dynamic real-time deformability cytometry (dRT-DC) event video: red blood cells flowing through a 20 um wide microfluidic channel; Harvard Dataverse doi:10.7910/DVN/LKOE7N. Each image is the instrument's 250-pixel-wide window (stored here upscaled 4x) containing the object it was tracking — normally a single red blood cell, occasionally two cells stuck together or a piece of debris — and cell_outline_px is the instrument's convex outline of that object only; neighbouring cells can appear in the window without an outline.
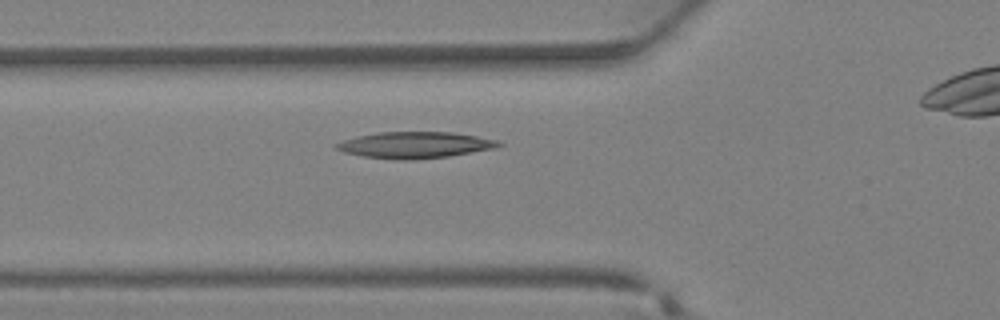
{"species": "Egyptian fruit bat (a non-hibernating species)", "species_latin": "Rousettus aegyptiacus", "temperature_condition": "warm", "stored_images_in_passage": 27, "camera_frame_rate_fps": 3000, "um_per_image_px": 0.085, "animal": {"sex": "female"}, "frame": {"image": 1, "passage_image": 9, "time_ms": 2.667, "image_size_px": [1000, 320], "cell_outline_px": [[504, 144], [496, 148], [448, 156], [416, 160], [400, 160], [364, 156], [344, 152], [336, 148], [336, 144], [344, 140], [356, 136], [380, 132], [452, 132], [476, 136], [496, 140]], "centroid_in_image_um": [35.29, 12.32], "position_along_channel_um": 90.5, "area_um2": 24.74}}
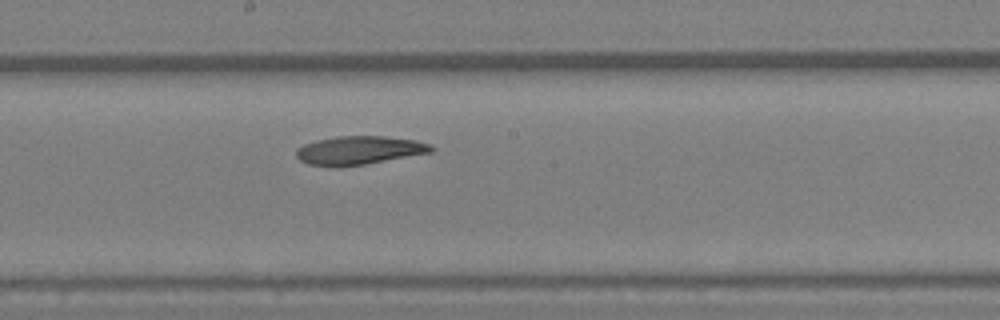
{"frame": {"image": 2, "passage_image": 16, "time_ms": 5.0, "image_size_px": [1000, 320], "cell_outline_px": [[436, 148], [432, 152], [364, 164], [340, 168], [332, 168], [308, 164], [300, 160], [296, 156], [296, 148], [304, 144], [316, 140], [336, 136], [384, 136], [416, 140], [428, 144]], "centroid_in_image_um": [30.47, 12.79], "position_along_channel_um": 217.7, "area_um2": 22.66}}
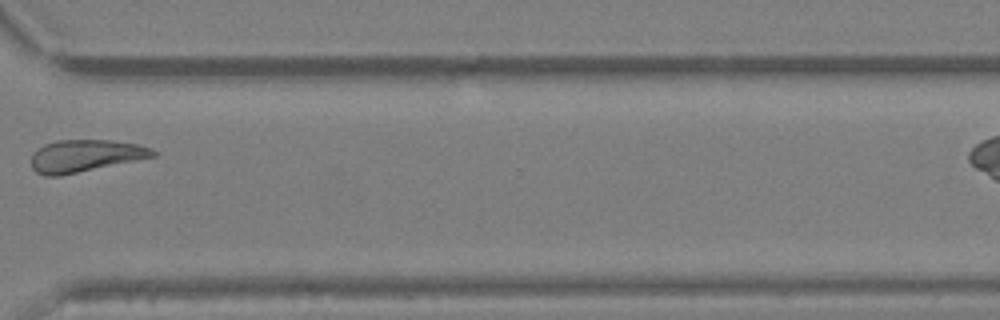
{"frame": {"image": 3, "passage_image": 24, "time_ms": 7.667, "image_size_px": [1000, 320], "cell_outline_px": [[156, 156], [60, 176], [44, 176], [36, 172], [32, 168], [32, 152], [36, 148], [44, 144], [56, 140], [112, 140], [136, 144], [152, 148], [156, 152]], "centroid_in_image_um": [7.2, 13.24], "position_along_channel_um": 363.4, "area_um2": 22.89}}